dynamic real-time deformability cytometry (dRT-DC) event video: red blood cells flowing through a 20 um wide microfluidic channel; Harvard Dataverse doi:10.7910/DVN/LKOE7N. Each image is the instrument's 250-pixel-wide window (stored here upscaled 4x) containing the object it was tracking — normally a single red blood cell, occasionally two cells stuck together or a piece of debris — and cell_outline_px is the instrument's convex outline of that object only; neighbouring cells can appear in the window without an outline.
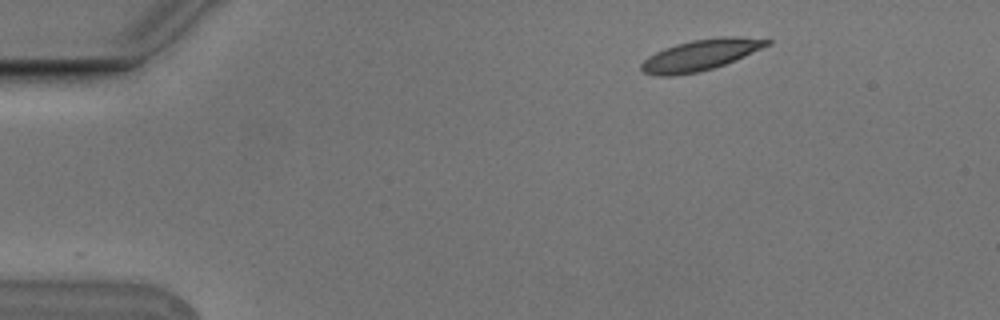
{"species": "Egyptian fruit bat (a non-hibernating species)", "species_latin": "Rousettus aegyptiacus", "temperature_condition": "cold", "stored_images_in_passage": 5, "camera_frame_rate_fps": 3000, "um_per_image_px": 0.085, "animal": {"sex": "male"}, "frame": {"image": 1, "passage_image": 2, "time_ms": 0.333, "image_size_px": [1000, 320], "cell_outline_px": [[772, 44], [744, 56], [724, 64], [700, 72], [672, 76], [656, 76], [644, 72], [640, 68], [640, 64], [648, 56], [664, 48], [676, 44], [692, 40], [720, 36], [768, 36], [772, 40]], "centroid_in_image_um": [59.63, 4.64], "position_along_channel_um": 25.4, "area_um2": 23.18}}